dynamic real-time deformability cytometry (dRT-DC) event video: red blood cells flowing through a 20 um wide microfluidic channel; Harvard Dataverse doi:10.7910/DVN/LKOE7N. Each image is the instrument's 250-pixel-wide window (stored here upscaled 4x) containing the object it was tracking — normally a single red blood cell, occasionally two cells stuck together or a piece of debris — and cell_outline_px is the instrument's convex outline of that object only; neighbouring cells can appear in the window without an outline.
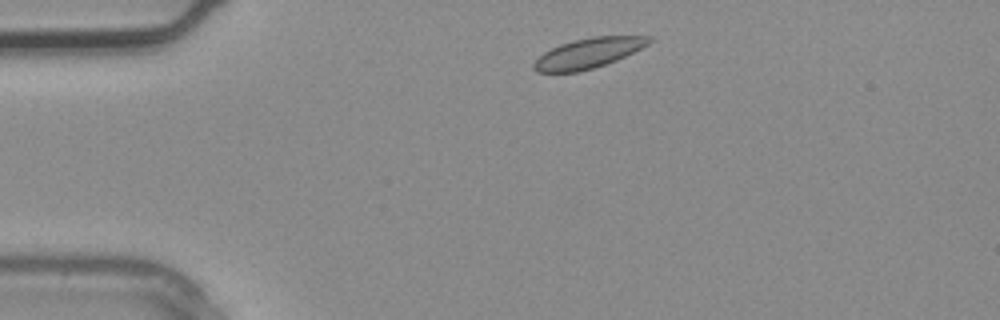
{"species": "common noctule bat (a hibernating species)", "species_latin": "Nyctalus noctula", "temperature_condition": "warm", "stored_images_in_passage": 2, "camera_frame_rate_fps": 3000, "um_per_image_px": 0.085, "animal": {"sex": "male", "body_mass_g": 20.4}, "frame": {"image": 1, "passage_image": 1, "time_ms": 0.0, "image_size_px": [1000, 320], "cell_outline_px": [[656, 40], [616, 60], [592, 68], [576, 72], [536, 72], [532, 68], [532, 64], [544, 52], [560, 44], [592, 36], [656, 36]], "centroid_in_image_um": [50.03, 4.5], "position_along_channel_um": 35.0, "area_um2": 20.0}}
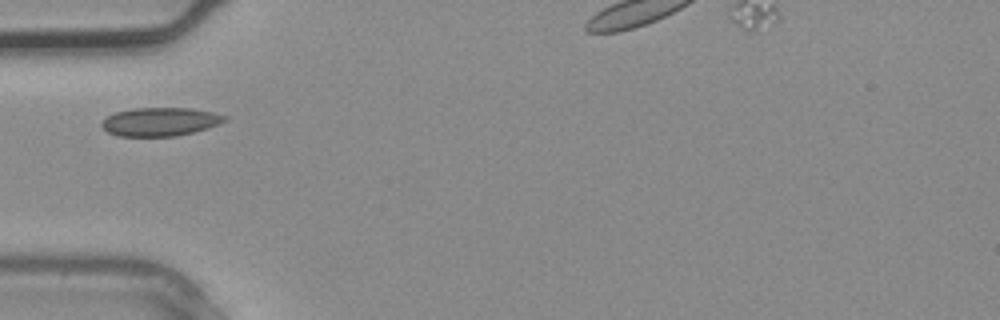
{"frame": {"image": 2, "passage_image": 2, "time_ms": 0.333, "image_size_px": [1000, 320], "cell_outline_px": [[228, 120], [208, 128], [176, 136], [116, 136], [108, 132], [100, 124], [108, 116], [116, 112], [132, 108], [192, 108], [212, 112], [228, 116]], "centroid_in_image_um": [13.63, 10.34], "position_along_channel_um": 71.4, "area_um2": 20.4}}